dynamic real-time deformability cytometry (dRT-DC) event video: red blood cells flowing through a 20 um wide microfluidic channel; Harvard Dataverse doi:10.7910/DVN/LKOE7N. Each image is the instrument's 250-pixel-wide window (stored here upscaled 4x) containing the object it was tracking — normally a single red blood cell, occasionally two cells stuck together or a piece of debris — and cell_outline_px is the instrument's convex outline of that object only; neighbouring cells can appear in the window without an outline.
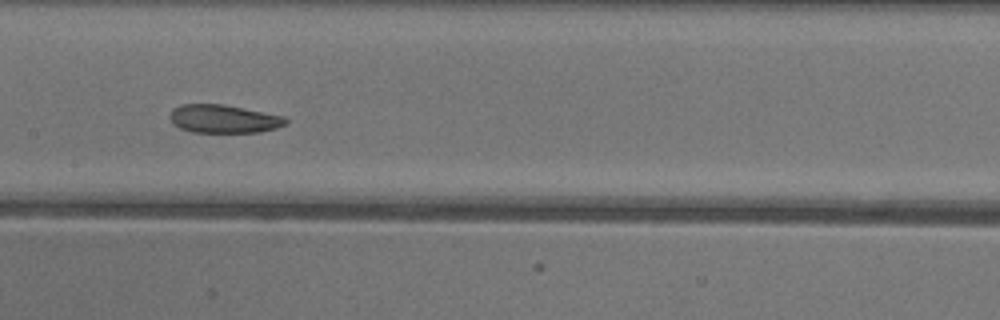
{"species": "common noctule bat (a hibernating species)", "species_latin": "Nyctalus noctula", "temperature_condition": "warm", "stored_images_in_passage": 37, "camera_frame_rate_fps": 3000, "um_per_image_px": 0.085, "animal": {"sex": "female"}, "frame": {"image": 1, "passage_image": 11, "time_ms": 3.333, "image_size_px": [1000, 320], "cell_outline_px": [[288, 120], [284, 124], [276, 128], [260, 132], [192, 132], [180, 128], [168, 116], [172, 108], [180, 104], [224, 104], [284, 116]], "centroid_in_image_um": [18.99, 10.09], "position_along_channel_um": 188.4, "area_um2": 19.02}, "authors_computed_cell_mechanics": {"area_um2": 20.4034, "velocity_mm_per_s": 3.9993, "shape_relaxation_time_tau1_ms": 4.2655, "shape_relaxation_time_tau2_ms": 4.6857, "deformation_change_tau1": 0.0948, "deformation_change_tau2": 0.1072}}